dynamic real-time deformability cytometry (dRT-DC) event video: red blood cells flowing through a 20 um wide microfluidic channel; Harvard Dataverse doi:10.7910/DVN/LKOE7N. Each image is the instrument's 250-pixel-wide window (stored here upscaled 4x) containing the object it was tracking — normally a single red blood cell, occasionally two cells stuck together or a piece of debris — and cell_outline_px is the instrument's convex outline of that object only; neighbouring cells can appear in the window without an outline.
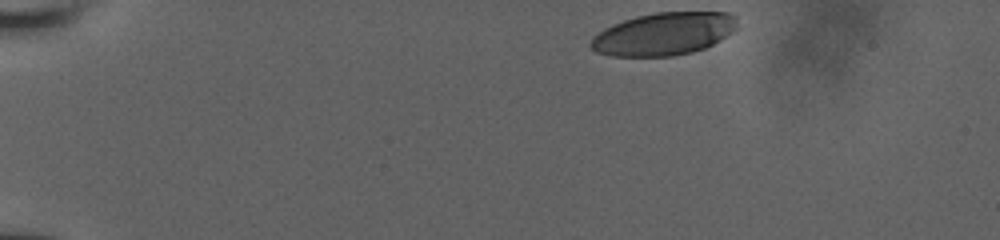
{"species": "human", "species_latin": "Homo sapiens", "temperature_condition": "room temperature", "stored_images_in_passage": 39, "camera_frame_rate_fps": 3000, "um_per_image_px": 0.085, "donor": {"sex": "male"}, "frame": {"image": 1, "passage_image": 1, "time_ms": 0.0, "image_size_px": [1000, 240], "cell_outline_px": [[736, 28], [732, 32], [720, 40], [704, 48], [692, 52], [672, 56], [612, 56], [596, 52], [588, 44], [592, 36], [604, 28], [612, 24], [636, 16], [656, 12], [732, 12], [736, 16]], "centroid_in_image_um": [56.4, 2.87], "position_along_channel_um": 28.6, "area_um2": 36.59}}
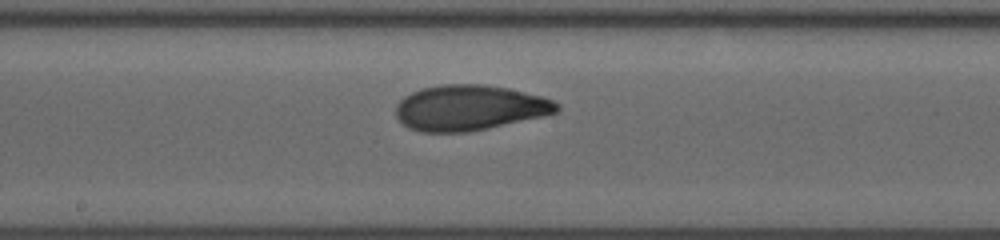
{"frame": {"image": 2, "passage_image": 23, "time_ms": 7.333, "image_size_px": [1000, 240], "cell_outline_px": [[560, 108], [556, 112], [544, 116], [488, 128], [468, 132], [420, 132], [408, 128], [396, 116], [396, 104], [404, 96], [420, 88], [440, 84], [484, 84], [508, 88], [540, 96], [552, 100], [560, 104]], "centroid_in_image_um": [39.88, 9.15], "position_along_channel_um": 208.3, "area_um2": 42.71}}
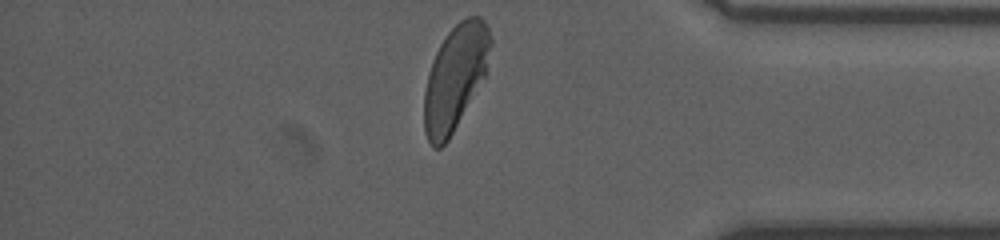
{"frame": {"image": 3, "passage_image": 39, "time_ms": 12.667, "image_size_px": [1000, 240], "cell_outline_px": [[492, 44], [484, 76], [448, 140], [440, 148], [432, 148], [424, 132], [424, 92], [428, 72], [432, 60], [440, 44], [448, 32], [460, 20], [468, 16], [480, 16], [484, 20], [492, 36]], "centroid_in_image_um": [38.67, 6.57], "position_along_channel_um": 396.5, "area_um2": 40.23}, "authors_computed_cell_mechanics": {"area_um2": 41.5004, "velocity_mm_per_s": 3.8726, "shape_relaxation_time_tau1_ms": 5.4393, "shape_relaxation_time_tau2_ms": 1.1357, "deformation_change_tau1": 0.1966, "deformation_change_tau2": 0.0654}}